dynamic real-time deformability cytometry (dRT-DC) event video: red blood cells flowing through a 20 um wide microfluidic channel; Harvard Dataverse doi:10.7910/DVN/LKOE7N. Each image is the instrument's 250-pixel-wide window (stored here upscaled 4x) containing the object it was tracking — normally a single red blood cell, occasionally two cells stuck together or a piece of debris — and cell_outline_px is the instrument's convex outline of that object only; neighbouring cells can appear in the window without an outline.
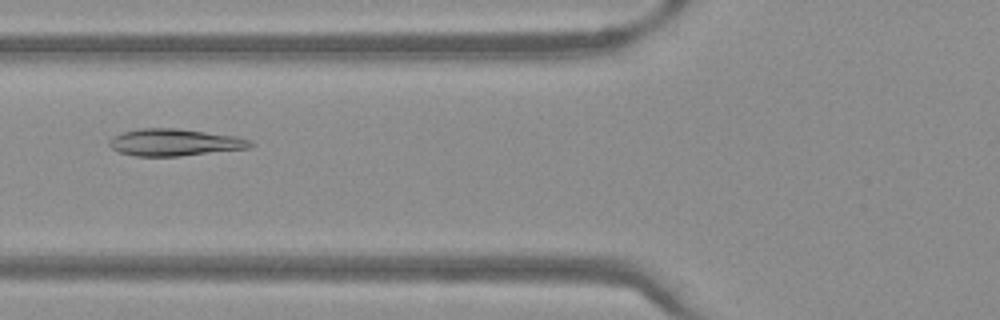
{"species": "Egyptian fruit bat (a non-hibernating species)", "species_latin": "Rousettus aegyptiacus", "temperature_condition": "warm", "stored_images_in_passage": 49, "camera_frame_rate_fps": 3000, "um_per_image_px": 0.085, "frame": {"image": 1, "passage_image": 20, "time_ms": 6.333, "image_size_px": [1000, 320], "cell_outline_px": [[256, 144], [252, 148], [180, 156], [136, 156], [120, 152], [112, 148], [108, 144], [108, 140], [124, 132], [140, 128], [176, 128], [236, 136], [252, 140]], "centroid_in_image_um": [14.91, 12.11], "position_along_channel_um": 110.9, "area_um2": 22.25}}
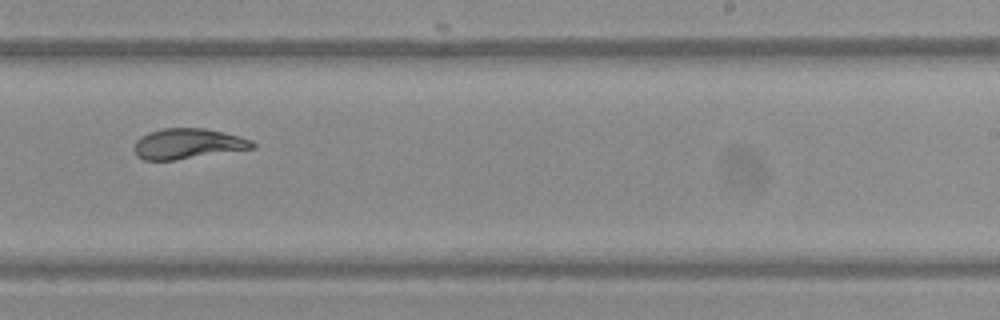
{"frame": {"image": 2, "passage_image": 32, "time_ms": 10.333, "image_size_px": [1000, 320], "cell_outline_px": [[256, 148], [176, 160], [144, 160], [136, 156], [132, 148], [136, 140], [140, 136], [148, 132], [164, 128], [204, 128], [224, 132], [240, 136], [252, 140], [256, 144]], "centroid_in_image_um": [15.95, 12.22], "position_along_channel_um": 273.0, "area_um2": 21.27}}
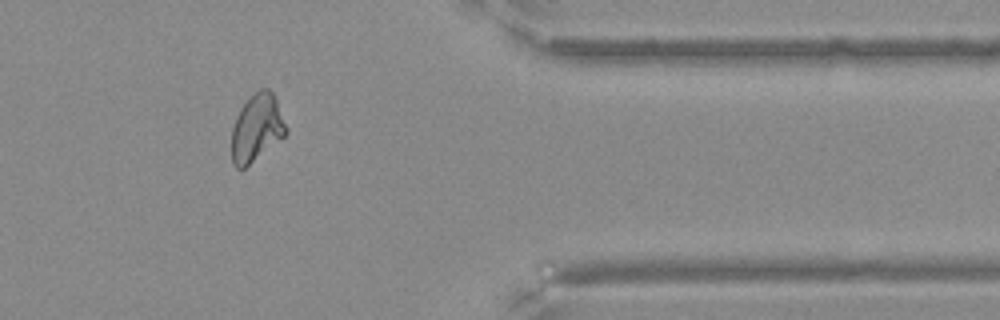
{"frame": {"image": 3, "passage_image": 42, "time_ms": 13.667, "image_size_px": [1000, 320], "cell_outline_px": [[288, 132], [284, 136], [244, 168], [236, 168], [232, 164], [232, 128], [236, 116], [240, 108], [260, 88], [268, 88], [272, 92], [276, 100], [288, 128]], "centroid_in_image_um": [21.82, 10.87], "position_along_channel_um": 389.6, "area_um2": 21.04}}